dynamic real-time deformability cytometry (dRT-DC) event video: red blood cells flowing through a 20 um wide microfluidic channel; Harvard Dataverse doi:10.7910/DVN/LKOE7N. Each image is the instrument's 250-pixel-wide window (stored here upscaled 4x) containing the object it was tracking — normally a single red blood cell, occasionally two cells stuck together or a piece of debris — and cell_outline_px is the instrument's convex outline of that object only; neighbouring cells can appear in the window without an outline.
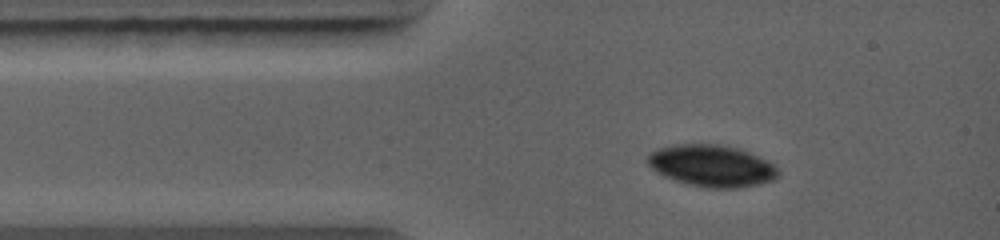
{"species": "common noctule bat (a hibernating species)", "species_latin": "Nyctalus noctula", "temperature_condition": "warm", "stored_images_in_passage": 2, "camera_frame_rate_fps": 5000, "um_per_image_px": 0.085, "animal": {"sex": "female", "body_mass_g": 19.0, "forearm_length_mm": 56.7}, "frame": {"image": 1, "passage_image": 1, "time_ms": 0.0, "image_size_px": [1000, 240], "cell_outline_px": [[780, 176], [776, 180], [736, 188], [708, 188], [688, 184], [664, 176], [656, 172], [648, 164], [648, 156], [656, 148], [672, 144], [720, 144], [736, 148], [748, 152], [776, 164], [780, 172]], "centroid_in_image_um": [60.53, 14.09], "position_along_channel_um": 24.5, "area_um2": 31.91}}